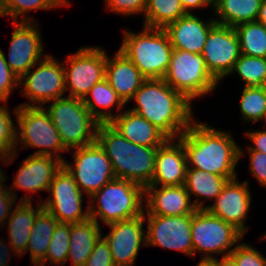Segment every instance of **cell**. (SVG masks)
<instances>
[{"label": "cell", "instance_id": "obj_1", "mask_svg": "<svg viewBox=\"0 0 266 266\" xmlns=\"http://www.w3.org/2000/svg\"><path fill=\"white\" fill-rule=\"evenodd\" d=\"M178 140L185 149L187 167L221 175L230 180L237 178L235 169L244 156V151L230 132L193 120Z\"/></svg>", "mask_w": 266, "mask_h": 266}, {"label": "cell", "instance_id": "obj_2", "mask_svg": "<svg viewBox=\"0 0 266 266\" xmlns=\"http://www.w3.org/2000/svg\"><path fill=\"white\" fill-rule=\"evenodd\" d=\"M131 100L141 115L168 139H178L194 120L191 103L163 78L146 79Z\"/></svg>", "mask_w": 266, "mask_h": 266}, {"label": "cell", "instance_id": "obj_3", "mask_svg": "<svg viewBox=\"0 0 266 266\" xmlns=\"http://www.w3.org/2000/svg\"><path fill=\"white\" fill-rule=\"evenodd\" d=\"M96 142L110 159L116 178L135 182L144 188L151 184L158 147L132 143L109 123H99Z\"/></svg>", "mask_w": 266, "mask_h": 266}, {"label": "cell", "instance_id": "obj_4", "mask_svg": "<svg viewBox=\"0 0 266 266\" xmlns=\"http://www.w3.org/2000/svg\"><path fill=\"white\" fill-rule=\"evenodd\" d=\"M143 27L140 33L125 30L119 50L147 79L163 78L173 51L169 36L165 29Z\"/></svg>", "mask_w": 266, "mask_h": 266}, {"label": "cell", "instance_id": "obj_5", "mask_svg": "<svg viewBox=\"0 0 266 266\" xmlns=\"http://www.w3.org/2000/svg\"><path fill=\"white\" fill-rule=\"evenodd\" d=\"M89 198L90 218L98 224V217L109 225L144 214V187L132 181L116 178Z\"/></svg>", "mask_w": 266, "mask_h": 266}, {"label": "cell", "instance_id": "obj_6", "mask_svg": "<svg viewBox=\"0 0 266 266\" xmlns=\"http://www.w3.org/2000/svg\"><path fill=\"white\" fill-rule=\"evenodd\" d=\"M48 103L44 108L68 151L96 142L99 122L81 99L65 96Z\"/></svg>", "mask_w": 266, "mask_h": 266}, {"label": "cell", "instance_id": "obj_7", "mask_svg": "<svg viewBox=\"0 0 266 266\" xmlns=\"http://www.w3.org/2000/svg\"><path fill=\"white\" fill-rule=\"evenodd\" d=\"M13 113L17 122L16 152L20 143L23 148H38L33 155L55 156L65 161L61 154L68 150L44 107L17 106Z\"/></svg>", "mask_w": 266, "mask_h": 266}, {"label": "cell", "instance_id": "obj_8", "mask_svg": "<svg viewBox=\"0 0 266 266\" xmlns=\"http://www.w3.org/2000/svg\"><path fill=\"white\" fill-rule=\"evenodd\" d=\"M164 81L183 95L193 99L212 93L219 82L208 71L201 54L173 49Z\"/></svg>", "mask_w": 266, "mask_h": 266}, {"label": "cell", "instance_id": "obj_9", "mask_svg": "<svg viewBox=\"0 0 266 266\" xmlns=\"http://www.w3.org/2000/svg\"><path fill=\"white\" fill-rule=\"evenodd\" d=\"M244 236L234 225L210 214L206 209H197L192 214L193 257L197 251L201 252L202 258H215V255L229 257Z\"/></svg>", "mask_w": 266, "mask_h": 266}, {"label": "cell", "instance_id": "obj_10", "mask_svg": "<svg viewBox=\"0 0 266 266\" xmlns=\"http://www.w3.org/2000/svg\"><path fill=\"white\" fill-rule=\"evenodd\" d=\"M21 86L20 94L30 102L20 106L44 107L46 103L62 98L66 93L63 63L47 54L19 79V87Z\"/></svg>", "mask_w": 266, "mask_h": 266}, {"label": "cell", "instance_id": "obj_11", "mask_svg": "<svg viewBox=\"0 0 266 266\" xmlns=\"http://www.w3.org/2000/svg\"><path fill=\"white\" fill-rule=\"evenodd\" d=\"M65 89L68 97L83 100L90 89L105 79L107 52L101 47H80L65 58Z\"/></svg>", "mask_w": 266, "mask_h": 266}, {"label": "cell", "instance_id": "obj_12", "mask_svg": "<svg viewBox=\"0 0 266 266\" xmlns=\"http://www.w3.org/2000/svg\"><path fill=\"white\" fill-rule=\"evenodd\" d=\"M71 150L74 152V164L63 161V165L88 198L116 179L110 159L97 142Z\"/></svg>", "mask_w": 266, "mask_h": 266}, {"label": "cell", "instance_id": "obj_13", "mask_svg": "<svg viewBox=\"0 0 266 266\" xmlns=\"http://www.w3.org/2000/svg\"><path fill=\"white\" fill-rule=\"evenodd\" d=\"M49 195L42 202L43 209L51 213L60 223H78L90 218L89 206L83 211L84 193L79 189L73 175L62 165L49 187Z\"/></svg>", "mask_w": 266, "mask_h": 266}, {"label": "cell", "instance_id": "obj_14", "mask_svg": "<svg viewBox=\"0 0 266 266\" xmlns=\"http://www.w3.org/2000/svg\"><path fill=\"white\" fill-rule=\"evenodd\" d=\"M146 246L180 251L193 257L191 237L192 214L183 216L145 215Z\"/></svg>", "mask_w": 266, "mask_h": 266}, {"label": "cell", "instance_id": "obj_15", "mask_svg": "<svg viewBox=\"0 0 266 266\" xmlns=\"http://www.w3.org/2000/svg\"><path fill=\"white\" fill-rule=\"evenodd\" d=\"M201 55L218 82L228 76L241 55L234 27L216 24L209 31Z\"/></svg>", "mask_w": 266, "mask_h": 266}, {"label": "cell", "instance_id": "obj_16", "mask_svg": "<svg viewBox=\"0 0 266 266\" xmlns=\"http://www.w3.org/2000/svg\"><path fill=\"white\" fill-rule=\"evenodd\" d=\"M37 24V21H14L8 59L3 52L8 66L19 79L46 56Z\"/></svg>", "mask_w": 266, "mask_h": 266}, {"label": "cell", "instance_id": "obj_17", "mask_svg": "<svg viewBox=\"0 0 266 266\" xmlns=\"http://www.w3.org/2000/svg\"><path fill=\"white\" fill-rule=\"evenodd\" d=\"M144 214L129 220L109 224L110 232L103 236L108 242L115 266H133L139 249L146 246Z\"/></svg>", "mask_w": 266, "mask_h": 266}, {"label": "cell", "instance_id": "obj_18", "mask_svg": "<svg viewBox=\"0 0 266 266\" xmlns=\"http://www.w3.org/2000/svg\"><path fill=\"white\" fill-rule=\"evenodd\" d=\"M249 181L239 182L237 178L229 180L212 205L206 210L227 223L234 225L244 235L248 231L245 221L251 205Z\"/></svg>", "mask_w": 266, "mask_h": 266}, {"label": "cell", "instance_id": "obj_19", "mask_svg": "<svg viewBox=\"0 0 266 266\" xmlns=\"http://www.w3.org/2000/svg\"><path fill=\"white\" fill-rule=\"evenodd\" d=\"M63 165V161L52 156L33 155L22 162L19 170L16 172L14 182L10 192L18 200L15 193L16 189H22L29 194H34L42 190L48 192L50 183L52 182L56 172Z\"/></svg>", "mask_w": 266, "mask_h": 266}, {"label": "cell", "instance_id": "obj_20", "mask_svg": "<svg viewBox=\"0 0 266 266\" xmlns=\"http://www.w3.org/2000/svg\"><path fill=\"white\" fill-rule=\"evenodd\" d=\"M144 197L146 215L183 216L197 210L184 185H147Z\"/></svg>", "mask_w": 266, "mask_h": 266}, {"label": "cell", "instance_id": "obj_21", "mask_svg": "<svg viewBox=\"0 0 266 266\" xmlns=\"http://www.w3.org/2000/svg\"><path fill=\"white\" fill-rule=\"evenodd\" d=\"M216 24L214 18L204 21L192 13L170 23L165 31L173 49L201 54L209 31Z\"/></svg>", "mask_w": 266, "mask_h": 266}, {"label": "cell", "instance_id": "obj_22", "mask_svg": "<svg viewBox=\"0 0 266 266\" xmlns=\"http://www.w3.org/2000/svg\"><path fill=\"white\" fill-rule=\"evenodd\" d=\"M186 170L187 158L183 144L178 139H168L157 149L155 172L150 185H184Z\"/></svg>", "mask_w": 266, "mask_h": 266}, {"label": "cell", "instance_id": "obj_23", "mask_svg": "<svg viewBox=\"0 0 266 266\" xmlns=\"http://www.w3.org/2000/svg\"><path fill=\"white\" fill-rule=\"evenodd\" d=\"M110 57L107 53L105 78L127 104L147 78L120 50L112 58Z\"/></svg>", "mask_w": 266, "mask_h": 266}, {"label": "cell", "instance_id": "obj_24", "mask_svg": "<svg viewBox=\"0 0 266 266\" xmlns=\"http://www.w3.org/2000/svg\"><path fill=\"white\" fill-rule=\"evenodd\" d=\"M124 138L137 145L160 147L168 138L141 115L125 109L109 123Z\"/></svg>", "mask_w": 266, "mask_h": 266}, {"label": "cell", "instance_id": "obj_25", "mask_svg": "<svg viewBox=\"0 0 266 266\" xmlns=\"http://www.w3.org/2000/svg\"><path fill=\"white\" fill-rule=\"evenodd\" d=\"M32 201L30 195L22 196L8 218V239L15 256L26 254L32 226L37 215L43 210L42 202H37L35 208Z\"/></svg>", "mask_w": 266, "mask_h": 266}, {"label": "cell", "instance_id": "obj_26", "mask_svg": "<svg viewBox=\"0 0 266 266\" xmlns=\"http://www.w3.org/2000/svg\"><path fill=\"white\" fill-rule=\"evenodd\" d=\"M101 233L100 224L92 218L70 224V245L67 261H72V266H84L96 241L101 237Z\"/></svg>", "mask_w": 266, "mask_h": 266}, {"label": "cell", "instance_id": "obj_27", "mask_svg": "<svg viewBox=\"0 0 266 266\" xmlns=\"http://www.w3.org/2000/svg\"><path fill=\"white\" fill-rule=\"evenodd\" d=\"M229 180L221 175L187 167L184 187L190 198L191 195L198 198L192 202L194 207L206 209L205 200H215Z\"/></svg>", "mask_w": 266, "mask_h": 266}, {"label": "cell", "instance_id": "obj_28", "mask_svg": "<svg viewBox=\"0 0 266 266\" xmlns=\"http://www.w3.org/2000/svg\"><path fill=\"white\" fill-rule=\"evenodd\" d=\"M82 101L99 123H110L116 117L115 113H111V108L114 105H116L117 112L120 113L126 106V103L112 89L106 78L96 83Z\"/></svg>", "mask_w": 266, "mask_h": 266}, {"label": "cell", "instance_id": "obj_29", "mask_svg": "<svg viewBox=\"0 0 266 266\" xmlns=\"http://www.w3.org/2000/svg\"><path fill=\"white\" fill-rule=\"evenodd\" d=\"M262 0H218L214 6L217 24L235 27L256 21ZM219 17V18H218Z\"/></svg>", "mask_w": 266, "mask_h": 266}, {"label": "cell", "instance_id": "obj_30", "mask_svg": "<svg viewBox=\"0 0 266 266\" xmlns=\"http://www.w3.org/2000/svg\"><path fill=\"white\" fill-rule=\"evenodd\" d=\"M58 220L43 209L32 226L26 252H30L31 264L37 266L45 257Z\"/></svg>", "mask_w": 266, "mask_h": 266}, {"label": "cell", "instance_id": "obj_31", "mask_svg": "<svg viewBox=\"0 0 266 266\" xmlns=\"http://www.w3.org/2000/svg\"><path fill=\"white\" fill-rule=\"evenodd\" d=\"M143 15L145 27L165 29L186 12L179 0H147Z\"/></svg>", "mask_w": 266, "mask_h": 266}, {"label": "cell", "instance_id": "obj_32", "mask_svg": "<svg viewBox=\"0 0 266 266\" xmlns=\"http://www.w3.org/2000/svg\"><path fill=\"white\" fill-rule=\"evenodd\" d=\"M239 39L241 54L266 58V26L258 21L234 27Z\"/></svg>", "mask_w": 266, "mask_h": 266}, {"label": "cell", "instance_id": "obj_33", "mask_svg": "<svg viewBox=\"0 0 266 266\" xmlns=\"http://www.w3.org/2000/svg\"><path fill=\"white\" fill-rule=\"evenodd\" d=\"M70 4L69 0H0V17L10 16L13 22L18 20L28 22L34 18L28 16L30 11L69 7Z\"/></svg>", "mask_w": 266, "mask_h": 266}, {"label": "cell", "instance_id": "obj_34", "mask_svg": "<svg viewBox=\"0 0 266 266\" xmlns=\"http://www.w3.org/2000/svg\"><path fill=\"white\" fill-rule=\"evenodd\" d=\"M234 72L244 81L245 87L261 88L266 79V58L241 54L229 75Z\"/></svg>", "mask_w": 266, "mask_h": 266}, {"label": "cell", "instance_id": "obj_35", "mask_svg": "<svg viewBox=\"0 0 266 266\" xmlns=\"http://www.w3.org/2000/svg\"><path fill=\"white\" fill-rule=\"evenodd\" d=\"M240 113L244 122L265 120L266 122V91L261 88L243 87L240 99Z\"/></svg>", "mask_w": 266, "mask_h": 266}, {"label": "cell", "instance_id": "obj_36", "mask_svg": "<svg viewBox=\"0 0 266 266\" xmlns=\"http://www.w3.org/2000/svg\"><path fill=\"white\" fill-rule=\"evenodd\" d=\"M70 224L58 222L52 234L46 257L37 265H65L70 245Z\"/></svg>", "mask_w": 266, "mask_h": 266}, {"label": "cell", "instance_id": "obj_37", "mask_svg": "<svg viewBox=\"0 0 266 266\" xmlns=\"http://www.w3.org/2000/svg\"><path fill=\"white\" fill-rule=\"evenodd\" d=\"M1 105V104H0ZM16 128L7 105L0 106V156L8 158L16 152Z\"/></svg>", "mask_w": 266, "mask_h": 266}, {"label": "cell", "instance_id": "obj_38", "mask_svg": "<svg viewBox=\"0 0 266 266\" xmlns=\"http://www.w3.org/2000/svg\"><path fill=\"white\" fill-rule=\"evenodd\" d=\"M229 257L236 266H266V257L246 242L235 246Z\"/></svg>", "mask_w": 266, "mask_h": 266}, {"label": "cell", "instance_id": "obj_39", "mask_svg": "<svg viewBox=\"0 0 266 266\" xmlns=\"http://www.w3.org/2000/svg\"><path fill=\"white\" fill-rule=\"evenodd\" d=\"M18 87L19 78L8 66L3 51L0 49V102L6 104L9 100V95Z\"/></svg>", "mask_w": 266, "mask_h": 266}, {"label": "cell", "instance_id": "obj_40", "mask_svg": "<svg viewBox=\"0 0 266 266\" xmlns=\"http://www.w3.org/2000/svg\"><path fill=\"white\" fill-rule=\"evenodd\" d=\"M105 9L120 15L144 13L147 0H105Z\"/></svg>", "mask_w": 266, "mask_h": 266}, {"label": "cell", "instance_id": "obj_41", "mask_svg": "<svg viewBox=\"0 0 266 266\" xmlns=\"http://www.w3.org/2000/svg\"><path fill=\"white\" fill-rule=\"evenodd\" d=\"M84 266H115L108 242L103 235L96 241Z\"/></svg>", "mask_w": 266, "mask_h": 266}, {"label": "cell", "instance_id": "obj_42", "mask_svg": "<svg viewBox=\"0 0 266 266\" xmlns=\"http://www.w3.org/2000/svg\"><path fill=\"white\" fill-rule=\"evenodd\" d=\"M249 170L261 186L266 188V153L248 151Z\"/></svg>", "mask_w": 266, "mask_h": 266}, {"label": "cell", "instance_id": "obj_43", "mask_svg": "<svg viewBox=\"0 0 266 266\" xmlns=\"http://www.w3.org/2000/svg\"><path fill=\"white\" fill-rule=\"evenodd\" d=\"M3 182L0 185V227H4L7 223V218H9L13 206L17 203V200L10 192V189L4 185Z\"/></svg>", "mask_w": 266, "mask_h": 266}, {"label": "cell", "instance_id": "obj_44", "mask_svg": "<svg viewBox=\"0 0 266 266\" xmlns=\"http://www.w3.org/2000/svg\"><path fill=\"white\" fill-rule=\"evenodd\" d=\"M245 136L250 139L252 146L249 145L247 151H258L266 153V130L245 131Z\"/></svg>", "mask_w": 266, "mask_h": 266}, {"label": "cell", "instance_id": "obj_45", "mask_svg": "<svg viewBox=\"0 0 266 266\" xmlns=\"http://www.w3.org/2000/svg\"><path fill=\"white\" fill-rule=\"evenodd\" d=\"M4 238L0 239V266H9L8 261L11 259V252L14 251L10 244L3 243ZM11 250V251H10Z\"/></svg>", "mask_w": 266, "mask_h": 266}, {"label": "cell", "instance_id": "obj_46", "mask_svg": "<svg viewBox=\"0 0 266 266\" xmlns=\"http://www.w3.org/2000/svg\"><path fill=\"white\" fill-rule=\"evenodd\" d=\"M186 14H192L191 10L206 8L208 4L204 0H179Z\"/></svg>", "mask_w": 266, "mask_h": 266}, {"label": "cell", "instance_id": "obj_47", "mask_svg": "<svg viewBox=\"0 0 266 266\" xmlns=\"http://www.w3.org/2000/svg\"><path fill=\"white\" fill-rule=\"evenodd\" d=\"M18 156V152H15L14 154L10 155L7 159L3 158L2 156H0V160L1 162L4 163V165H10L15 158ZM2 168L0 167V185L7 180L6 175H4V172L1 170Z\"/></svg>", "mask_w": 266, "mask_h": 266}, {"label": "cell", "instance_id": "obj_48", "mask_svg": "<svg viewBox=\"0 0 266 266\" xmlns=\"http://www.w3.org/2000/svg\"><path fill=\"white\" fill-rule=\"evenodd\" d=\"M256 21L266 26V0H262L261 7L259 9V14H258Z\"/></svg>", "mask_w": 266, "mask_h": 266}, {"label": "cell", "instance_id": "obj_49", "mask_svg": "<svg viewBox=\"0 0 266 266\" xmlns=\"http://www.w3.org/2000/svg\"><path fill=\"white\" fill-rule=\"evenodd\" d=\"M202 258L196 266H219V260L216 258Z\"/></svg>", "mask_w": 266, "mask_h": 266}, {"label": "cell", "instance_id": "obj_50", "mask_svg": "<svg viewBox=\"0 0 266 266\" xmlns=\"http://www.w3.org/2000/svg\"><path fill=\"white\" fill-rule=\"evenodd\" d=\"M219 266H236L230 257H224L219 260Z\"/></svg>", "mask_w": 266, "mask_h": 266}, {"label": "cell", "instance_id": "obj_51", "mask_svg": "<svg viewBox=\"0 0 266 266\" xmlns=\"http://www.w3.org/2000/svg\"><path fill=\"white\" fill-rule=\"evenodd\" d=\"M212 8L217 4L218 0H204Z\"/></svg>", "mask_w": 266, "mask_h": 266}, {"label": "cell", "instance_id": "obj_52", "mask_svg": "<svg viewBox=\"0 0 266 266\" xmlns=\"http://www.w3.org/2000/svg\"><path fill=\"white\" fill-rule=\"evenodd\" d=\"M263 88H264L265 91H266V79H265V82H264V84H263Z\"/></svg>", "mask_w": 266, "mask_h": 266}, {"label": "cell", "instance_id": "obj_53", "mask_svg": "<svg viewBox=\"0 0 266 266\" xmlns=\"http://www.w3.org/2000/svg\"><path fill=\"white\" fill-rule=\"evenodd\" d=\"M264 240V239H266V234L265 235H263L262 237H260V240Z\"/></svg>", "mask_w": 266, "mask_h": 266}]
</instances>
